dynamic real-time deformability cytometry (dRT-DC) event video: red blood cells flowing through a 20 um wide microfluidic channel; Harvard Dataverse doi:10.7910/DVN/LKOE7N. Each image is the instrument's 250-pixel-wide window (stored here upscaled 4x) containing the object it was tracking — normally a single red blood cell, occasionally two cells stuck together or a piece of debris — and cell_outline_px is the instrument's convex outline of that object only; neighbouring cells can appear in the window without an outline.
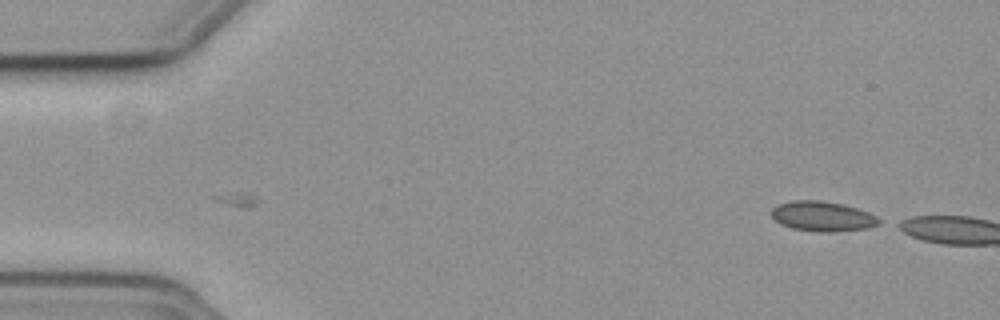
{"species": "common noctule bat (a hibernating species)", "species_latin": "Nyctalus noctula", "temperature_condition": "cold", "stored_images_in_passage": 3, "camera_frame_rate_fps": 3000, "um_per_image_px": 0.085, "animal": {"sex": "female", "body_mass_g": 19.3, "forearm_length_mm": 54.1}, "frame": {"image": 1, "passage_image": 1, "time_ms": 0.0, "image_size_px": [1000, 320], "cell_outline_px": [[880, 224], [868, 228], [828, 232], [824, 232], [792, 228], [780, 224], [772, 216], [772, 208], [776, 204], [792, 200], [820, 200], [844, 204], [868, 212], [876, 216], [880, 220]], "centroid_in_image_um": [69.9, 18.37], "position_along_channel_um": 15.1, "area_um2": 18.73}}